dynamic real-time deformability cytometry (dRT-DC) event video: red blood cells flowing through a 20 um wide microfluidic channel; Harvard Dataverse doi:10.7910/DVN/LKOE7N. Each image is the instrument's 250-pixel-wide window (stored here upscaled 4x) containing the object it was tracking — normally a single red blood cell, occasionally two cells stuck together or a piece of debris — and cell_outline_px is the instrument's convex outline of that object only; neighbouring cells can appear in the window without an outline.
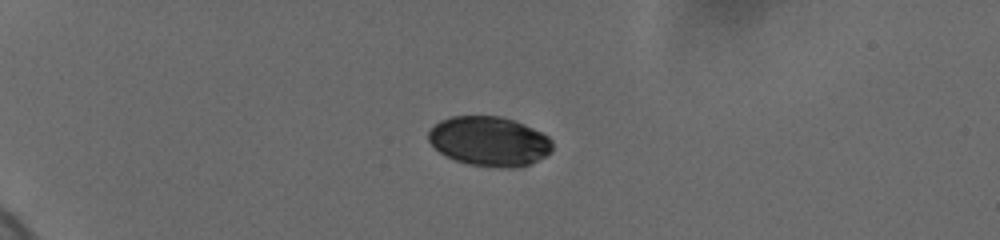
{"species": "human", "species_latin": "Homo sapiens", "temperature_condition": "cold", "stored_images_in_passage": 20, "camera_frame_rate_fps": 3000, "um_per_image_px": 0.085, "donor": {"sex": "female"}, "frame": {"image": 1, "passage_image": 1, "time_ms": 0.0, "image_size_px": [1000, 240], "cell_outline_px": [[552, 152], [520, 168], [500, 168], [468, 164], [456, 160], [440, 152], [428, 140], [428, 132], [440, 120], [452, 116], [500, 116], [524, 124], [548, 136], [552, 140]], "centroid_in_image_um": [41.6, 12.01], "position_along_channel_um": 43.4, "area_um2": 35.66}}
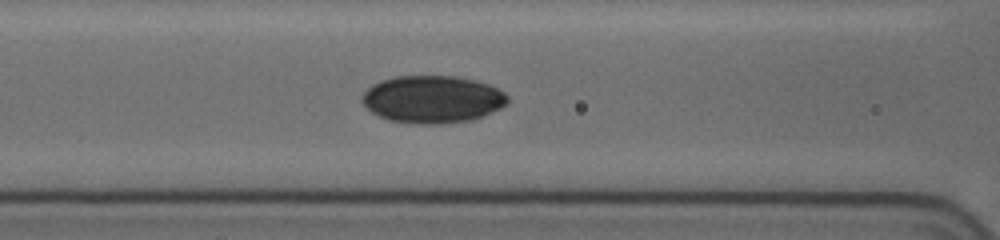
{"frame": {"image": 2, "passage_image": 12, "time_ms": 4.0, "image_size_px": [1000, 240], "cell_outline_px": [[508, 104], [484, 116], [472, 120], [440, 124], [420, 124], [388, 120], [372, 112], [360, 100], [360, 96], [372, 84], [380, 80], [396, 76], [456, 76], [488, 84], [504, 92], [508, 96]], "centroid_in_image_um": [36.75, 8.44], "position_along_channel_um": 129.8, "area_um2": 40.34}}
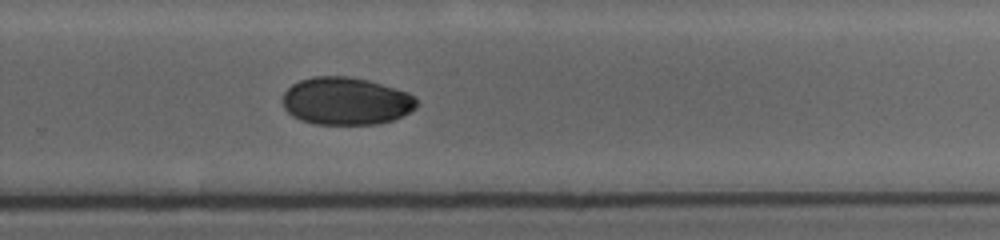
{"frame": {"image": 3, "passage_image": 20, "time_ms": 8.667, "image_size_px": [1000, 240], "cell_outline_px": [[416, 108], [392, 120], [380, 124], [312, 124], [300, 120], [292, 116], [284, 108], [284, 92], [292, 84], [300, 80], [312, 76], [348, 76], [368, 80], [408, 92], [416, 100]], "centroid_in_image_um": [29.38, 8.59], "position_along_channel_um": 300.4, "area_um2": 37.11}}